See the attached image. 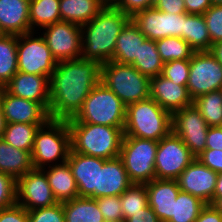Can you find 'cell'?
Listing matches in <instances>:
<instances>
[{
    "instance_id": "1",
    "label": "cell",
    "mask_w": 222,
    "mask_h": 222,
    "mask_svg": "<svg viewBox=\"0 0 222 222\" xmlns=\"http://www.w3.org/2000/svg\"><path fill=\"white\" fill-rule=\"evenodd\" d=\"M101 63L78 58L57 62L49 78V116L53 120H68L81 109L92 89L101 81Z\"/></svg>"
},
{
    "instance_id": "2",
    "label": "cell",
    "mask_w": 222,
    "mask_h": 222,
    "mask_svg": "<svg viewBox=\"0 0 222 222\" xmlns=\"http://www.w3.org/2000/svg\"><path fill=\"white\" fill-rule=\"evenodd\" d=\"M130 20L120 9L107 4L90 22L81 25V57L101 64L111 61L117 37Z\"/></svg>"
},
{
    "instance_id": "3",
    "label": "cell",
    "mask_w": 222,
    "mask_h": 222,
    "mask_svg": "<svg viewBox=\"0 0 222 222\" xmlns=\"http://www.w3.org/2000/svg\"><path fill=\"white\" fill-rule=\"evenodd\" d=\"M74 152L105 160L120 157L123 129L67 120Z\"/></svg>"
},
{
    "instance_id": "4",
    "label": "cell",
    "mask_w": 222,
    "mask_h": 222,
    "mask_svg": "<svg viewBox=\"0 0 222 222\" xmlns=\"http://www.w3.org/2000/svg\"><path fill=\"white\" fill-rule=\"evenodd\" d=\"M124 136L159 142L172 132V114L152 98L126 106Z\"/></svg>"
},
{
    "instance_id": "5",
    "label": "cell",
    "mask_w": 222,
    "mask_h": 222,
    "mask_svg": "<svg viewBox=\"0 0 222 222\" xmlns=\"http://www.w3.org/2000/svg\"><path fill=\"white\" fill-rule=\"evenodd\" d=\"M71 150V133L67 120L50 119L35 134L31 151L34 169H46L50 163L59 159L64 163ZM46 165V166H45Z\"/></svg>"
},
{
    "instance_id": "6",
    "label": "cell",
    "mask_w": 222,
    "mask_h": 222,
    "mask_svg": "<svg viewBox=\"0 0 222 222\" xmlns=\"http://www.w3.org/2000/svg\"><path fill=\"white\" fill-rule=\"evenodd\" d=\"M125 119L126 105L100 81L87 96L78 113L68 120L124 128Z\"/></svg>"
},
{
    "instance_id": "7",
    "label": "cell",
    "mask_w": 222,
    "mask_h": 222,
    "mask_svg": "<svg viewBox=\"0 0 222 222\" xmlns=\"http://www.w3.org/2000/svg\"><path fill=\"white\" fill-rule=\"evenodd\" d=\"M150 80L130 64L108 61L101 65V82L126 106L150 97Z\"/></svg>"
},
{
    "instance_id": "8",
    "label": "cell",
    "mask_w": 222,
    "mask_h": 222,
    "mask_svg": "<svg viewBox=\"0 0 222 222\" xmlns=\"http://www.w3.org/2000/svg\"><path fill=\"white\" fill-rule=\"evenodd\" d=\"M158 143L154 140L123 136L120 158L132 183L146 184L155 179Z\"/></svg>"
},
{
    "instance_id": "9",
    "label": "cell",
    "mask_w": 222,
    "mask_h": 222,
    "mask_svg": "<svg viewBox=\"0 0 222 222\" xmlns=\"http://www.w3.org/2000/svg\"><path fill=\"white\" fill-rule=\"evenodd\" d=\"M35 32L17 35L18 71L50 78L57 61L52 56L43 36L34 38Z\"/></svg>"
},
{
    "instance_id": "10",
    "label": "cell",
    "mask_w": 222,
    "mask_h": 222,
    "mask_svg": "<svg viewBox=\"0 0 222 222\" xmlns=\"http://www.w3.org/2000/svg\"><path fill=\"white\" fill-rule=\"evenodd\" d=\"M195 158L182 139L171 132L158 143L155 179L177 180Z\"/></svg>"
},
{
    "instance_id": "11",
    "label": "cell",
    "mask_w": 222,
    "mask_h": 222,
    "mask_svg": "<svg viewBox=\"0 0 222 222\" xmlns=\"http://www.w3.org/2000/svg\"><path fill=\"white\" fill-rule=\"evenodd\" d=\"M190 97L222 90V65L210 51H194L187 82Z\"/></svg>"
},
{
    "instance_id": "12",
    "label": "cell",
    "mask_w": 222,
    "mask_h": 222,
    "mask_svg": "<svg viewBox=\"0 0 222 222\" xmlns=\"http://www.w3.org/2000/svg\"><path fill=\"white\" fill-rule=\"evenodd\" d=\"M42 29H45V32L41 35L57 62L81 58V25L59 21Z\"/></svg>"
},
{
    "instance_id": "13",
    "label": "cell",
    "mask_w": 222,
    "mask_h": 222,
    "mask_svg": "<svg viewBox=\"0 0 222 222\" xmlns=\"http://www.w3.org/2000/svg\"><path fill=\"white\" fill-rule=\"evenodd\" d=\"M208 129L206 121L193 105L172 114V132L182 139L196 158L206 149Z\"/></svg>"
},
{
    "instance_id": "14",
    "label": "cell",
    "mask_w": 222,
    "mask_h": 222,
    "mask_svg": "<svg viewBox=\"0 0 222 222\" xmlns=\"http://www.w3.org/2000/svg\"><path fill=\"white\" fill-rule=\"evenodd\" d=\"M131 20L147 39L156 41L170 36L183 39L184 14L165 13L151 7L138 12Z\"/></svg>"
},
{
    "instance_id": "15",
    "label": "cell",
    "mask_w": 222,
    "mask_h": 222,
    "mask_svg": "<svg viewBox=\"0 0 222 222\" xmlns=\"http://www.w3.org/2000/svg\"><path fill=\"white\" fill-rule=\"evenodd\" d=\"M16 203L27 211L55 205L46 173L42 169H32L17 179Z\"/></svg>"
},
{
    "instance_id": "16",
    "label": "cell",
    "mask_w": 222,
    "mask_h": 222,
    "mask_svg": "<svg viewBox=\"0 0 222 222\" xmlns=\"http://www.w3.org/2000/svg\"><path fill=\"white\" fill-rule=\"evenodd\" d=\"M218 173L195 158L179 175L177 182L181 191L198 197L206 204H213Z\"/></svg>"
},
{
    "instance_id": "17",
    "label": "cell",
    "mask_w": 222,
    "mask_h": 222,
    "mask_svg": "<svg viewBox=\"0 0 222 222\" xmlns=\"http://www.w3.org/2000/svg\"><path fill=\"white\" fill-rule=\"evenodd\" d=\"M0 102L6 124H46L50 120L48 111L38 102L19 98L0 88Z\"/></svg>"
},
{
    "instance_id": "18",
    "label": "cell",
    "mask_w": 222,
    "mask_h": 222,
    "mask_svg": "<svg viewBox=\"0 0 222 222\" xmlns=\"http://www.w3.org/2000/svg\"><path fill=\"white\" fill-rule=\"evenodd\" d=\"M132 184L120 157L108 160L98 158L95 199L106 196H120Z\"/></svg>"
},
{
    "instance_id": "19",
    "label": "cell",
    "mask_w": 222,
    "mask_h": 222,
    "mask_svg": "<svg viewBox=\"0 0 222 222\" xmlns=\"http://www.w3.org/2000/svg\"><path fill=\"white\" fill-rule=\"evenodd\" d=\"M4 89L13 96L38 102L49 111L50 87L47 76L18 71Z\"/></svg>"
},
{
    "instance_id": "20",
    "label": "cell",
    "mask_w": 222,
    "mask_h": 222,
    "mask_svg": "<svg viewBox=\"0 0 222 222\" xmlns=\"http://www.w3.org/2000/svg\"><path fill=\"white\" fill-rule=\"evenodd\" d=\"M150 98L171 114L193 105L187 86L174 84L162 75L151 77Z\"/></svg>"
},
{
    "instance_id": "21",
    "label": "cell",
    "mask_w": 222,
    "mask_h": 222,
    "mask_svg": "<svg viewBox=\"0 0 222 222\" xmlns=\"http://www.w3.org/2000/svg\"><path fill=\"white\" fill-rule=\"evenodd\" d=\"M148 205L160 222H168L173 216V202L180 188L177 180L153 179L146 183Z\"/></svg>"
},
{
    "instance_id": "22",
    "label": "cell",
    "mask_w": 222,
    "mask_h": 222,
    "mask_svg": "<svg viewBox=\"0 0 222 222\" xmlns=\"http://www.w3.org/2000/svg\"><path fill=\"white\" fill-rule=\"evenodd\" d=\"M67 162L76 180L79 197L95 199L98 178V157L74 152L72 149Z\"/></svg>"
},
{
    "instance_id": "23",
    "label": "cell",
    "mask_w": 222,
    "mask_h": 222,
    "mask_svg": "<svg viewBox=\"0 0 222 222\" xmlns=\"http://www.w3.org/2000/svg\"><path fill=\"white\" fill-rule=\"evenodd\" d=\"M30 0H0V31L22 35L32 32L29 18Z\"/></svg>"
},
{
    "instance_id": "24",
    "label": "cell",
    "mask_w": 222,
    "mask_h": 222,
    "mask_svg": "<svg viewBox=\"0 0 222 222\" xmlns=\"http://www.w3.org/2000/svg\"><path fill=\"white\" fill-rule=\"evenodd\" d=\"M55 164V165H54ZM52 163L48 170L42 169L48 178L49 186L57 202L78 198V187L68 162Z\"/></svg>"
},
{
    "instance_id": "25",
    "label": "cell",
    "mask_w": 222,
    "mask_h": 222,
    "mask_svg": "<svg viewBox=\"0 0 222 222\" xmlns=\"http://www.w3.org/2000/svg\"><path fill=\"white\" fill-rule=\"evenodd\" d=\"M147 38L139 28L130 20L117 37L113 59L121 64H132L139 56L140 44Z\"/></svg>"
},
{
    "instance_id": "26",
    "label": "cell",
    "mask_w": 222,
    "mask_h": 222,
    "mask_svg": "<svg viewBox=\"0 0 222 222\" xmlns=\"http://www.w3.org/2000/svg\"><path fill=\"white\" fill-rule=\"evenodd\" d=\"M106 5L103 0H60L61 21L83 25L90 22Z\"/></svg>"
},
{
    "instance_id": "27",
    "label": "cell",
    "mask_w": 222,
    "mask_h": 222,
    "mask_svg": "<svg viewBox=\"0 0 222 222\" xmlns=\"http://www.w3.org/2000/svg\"><path fill=\"white\" fill-rule=\"evenodd\" d=\"M32 169L31 154L28 151L14 148L0 139V172L17 180Z\"/></svg>"
},
{
    "instance_id": "28",
    "label": "cell",
    "mask_w": 222,
    "mask_h": 222,
    "mask_svg": "<svg viewBox=\"0 0 222 222\" xmlns=\"http://www.w3.org/2000/svg\"><path fill=\"white\" fill-rule=\"evenodd\" d=\"M65 222H106L95 199L78 197L63 202Z\"/></svg>"
},
{
    "instance_id": "29",
    "label": "cell",
    "mask_w": 222,
    "mask_h": 222,
    "mask_svg": "<svg viewBox=\"0 0 222 222\" xmlns=\"http://www.w3.org/2000/svg\"><path fill=\"white\" fill-rule=\"evenodd\" d=\"M183 40L194 51L211 50V39L203 15L184 13Z\"/></svg>"
},
{
    "instance_id": "30",
    "label": "cell",
    "mask_w": 222,
    "mask_h": 222,
    "mask_svg": "<svg viewBox=\"0 0 222 222\" xmlns=\"http://www.w3.org/2000/svg\"><path fill=\"white\" fill-rule=\"evenodd\" d=\"M18 72L17 35L0 36V88Z\"/></svg>"
},
{
    "instance_id": "31",
    "label": "cell",
    "mask_w": 222,
    "mask_h": 222,
    "mask_svg": "<svg viewBox=\"0 0 222 222\" xmlns=\"http://www.w3.org/2000/svg\"><path fill=\"white\" fill-rule=\"evenodd\" d=\"M59 5L60 0H30L29 18L31 31L34 32L37 26L42 29L61 21Z\"/></svg>"
},
{
    "instance_id": "32",
    "label": "cell",
    "mask_w": 222,
    "mask_h": 222,
    "mask_svg": "<svg viewBox=\"0 0 222 222\" xmlns=\"http://www.w3.org/2000/svg\"><path fill=\"white\" fill-rule=\"evenodd\" d=\"M45 124L9 123L5 125L2 139L12 147L31 154L36 131Z\"/></svg>"
},
{
    "instance_id": "33",
    "label": "cell",
    "mask_w": 222,
    "mask_h": 222,
    "mask_svg": "<svg viewBox=\"0 0 222 222\" xmlns=\"http://www.w3.org/2000/svg\"><path fill=\"white\" fill-rule=\"evenodd\" d=\"M131 65L147 77L161 75L164 62L157 51L156 41L146 39L140 44L139 56Z\"/></svg>"
},
{
    "instance_id": "34",
    "label": "cell",
    "mask_w": 222,
    "mask_h": 222,
    "mask_svg": "<svg viewBox=\"0 0 222 222\" xmlns=\"http://www.w3.org/2000/svg\"><path fill=\"white\" fill-rule=\"evenodd\" d=\"M193 106L201 113L209 127L222 126V90L196 97Z\"/></svg>"
},
{
    "instance_id": "35",
    "label": "cell",
    "mask_w": 222,
    "mask_h": 222,
    "mask_svg": "<svg viewBox=\"0 0 222 222\" xmlns=\"http://www.w3.org/2000/svg\"><path fill=\"white\" fill-rule=\"evenodd\" d=\"M205 206L206 203L198 197L180 190L173 202V216L168 222H194Z\"/></svg>"
},
{
    "instance_id": "36",
    "label": "cell",
    "mask_w": 222,
    "mask_h": 222,
    "mask_svg": "<svg viewBox=\"0 0 222 222\" xmlns=\"http://www.w3.org/2000/svg\"><path fill=\"white\" fill-rule=\"evenodd\" d=\"M157 51L164 63L174 60L191 59L194 50L180 37H165L156 40Z\"/></svg>"
},
{
    "instance_id": "37",
    "label": "cell",
    "mask_w": 222,
    "mask_h": 222,
    "mask_svg": "<svg viewBox=\"0 0 222 222\" xmlns=\"http://www.w3.org/2000/svg\"><path fill=\"white\" fill-rule=\"evenodd\" d=\"M120 200L125 221L148 205L146 184L133 183L120 195Z\"/></svg>"
},
{
    "instance_id": "38",
    "label": "cell",
    "mask_w": 222,
    "mask_h": 222,
    "mask_svg": "<svg viewBox=\"0 0 222 222\" xmlns=\"http://www.w3.org/2000/svg\"><path fill=\"white\" fill-rule=\"evenodd\" d=\"M190 71V59L174 60L164 63L161 75L174 84L187 86Z\"/></svg>"
},
{
    "instance_id": "39",
    "label": "cell",
    "mask_w": 222,
    "mask_h": 222,
    "mask_svg": "<svg viewBox=\"0 0 222 222\" xmlns=\"http://www.w3.org/2000/svg\"><path fill=\"white\" fill-rule=\"evenodd\" d=\"M95 200L106 222H124L120 196H106Z\"/></svg>"
},
{
    "instance_id": "40",
    "label": "cell",
    "mask_w": 222,
    "mask_h": 222,
    "mask_svg": "<svg viewBox=\"0 0 222 222\" xmlns=\"http://www.w3.org/2000/svg\"><path fill=\"white\" fill-rule=\"evenodd\" d=\"M28 222H65L63 202L28 211Z\"/></svg>"
},
{
    "instance_id": "41",
    "label": "cell",
    "mask_w": 222,
    "mask_h": 222,
    "mask_svg": "<svg viewBox=\"0 0 222 222\" xmlns=\"http://www.w3.org/2000/svg\"><path fill=\"white\" fill-rule=\"evenodd\" d=\"M208 34L212 44L222 40V4L212 5L204 14Z\"/></svg>"
},
{
    "instance_id": "42",
    "label": "cell",
    "mask_w": 222,
    "mask_h": 222,
    "mask_svg": "<svg viewBox=\"0 0 222 222\" xmlns=\"http://www.w3.org/2000/svg\"><path fill=\"white\" fill-rule=\"evenodd\" d=\"M17 180L0 172V209L16 204Z\"/></svg>"
},
{
    "instance_id": "43",
    "label": "cell",
    "mask_w": 222,
    "mask_h": 222,
    "mask_svg": "<svg viewBox=\"0 0 222 222\" xmlns=\"http://www.w3.org/2000/svg\"><path fill=\"white\" fill-rule=\"evenodd\" d=\"M113 6L132 18L135 14L154 5V0H115Z\"/></svg>"
},
{
    "instance_id": "44",
    "label": "cell",
    "mask_w": 222,
    "mask_h": 222,
    "mask_svg": "<svg viewBox=\"0 0 222 222\" xmlns=\"http://www.w3.org/2000/svg\"><path fill=\"white\" fill-rule=\"evenodd\" d=\"M0 222H28V211L19 204L0 209Z\"/></svg>"
},
{
    "instance_id": "45",
    "label": "cell",
    "mask_w": 222,
    "mask_h": 222,
    "mask_svg": "<svg viewBox=\"0 0 222 222\" xmlns=\"http://www.w3.org/2000/svg\"><path fill=\"white\" fill-rule=\"evenodd\" d=\"M199 161L215 171L216 173L222 172V151L205 149L198 157Z\"/></svg>"
},
{
    "instance_id": "46",
    "label": "cell",
    "mask_w": 222,
    "mask_h": 222,
    "mask_svg": "<svg viewBox=\"0 0 222 222\" xmlns=\"http://www.w3.org/2000/svg\"><path fill=\"white\" fill-rule=\"evenodd\" d=\"M153 7L170 14L186 13L184 0H154Z\"/></svg>"
},
{
    "instance_id": "47",
    "label": "cell",
    "mask_w": 222,
    "mask_h": 222,
    "mask_svg": "<svg viewBox=\"0 0 222 222\" xmlns=\"http://www.w3.org/2000/svg\"><path fill=\"white\" fill-rule=\"evenodd\" d=\"M206 142V149L222 151V126L209 127Z\"/></svg>"
},
{
    "instance_id": "48",
    "label": "cell",
    "mask_w": 222,
    "mask_h": 222,
    "mask_svg": "<svg viewBox=\"0 0 222 222\" xmlns=\"http://www.w3.org/2000/svg\"><path fill=\"white\" fill-rule=\"evenodd\" d=\"M184 3L186 13L201 15L213 5L211 0H184Z\"/></svg>"
},
{
    "instance_id": "49",
    "label": "cell",
    "mask_w": 222,
    "mask_h": 222,
    "mask_svg": "<svg viewBox=\"0 0 222 222\" xmlns=\"http://www.w3.org/2000/svg\"><path fill=\"white\" fill-rule=\"evenodd\" d=\"M194 222H222V214L213 205L206 204Z\"/></svg>"
},
{
    "instance_id": "50",
    "label": "cell",
    "mask_w": 222,
    "mask_h": 222,
    "mask_svg": "<svg viewBox=\"0 0 222 222\" xmlns=\"http://www.w3.org/2000/svg\"><path fill=\"white\" fill-rule=\"evenodd\" d=\"M124 222H160L153 209L147 205Z\"/></svg>"
},
{
    "instance_id": "51",
    "label": "cell",
    "mask_w": 222,
    "mask_h": 222,
    "mask_svg": "<svg viewBox=\"0 0 222 222\" xmlns=\"http://www.w3.org/2000/svg\"><path fill=\"white\" fill-rule=\"evenodd\" d=\"M210 52L215 56L216 60L222 65V40L212 44Z\"/></svg>"
},
{
    "instance_id": "52",
    "label": "cell",
    "mask_w": 222,
    "mask_h": 222,
    "mask_svg": "<svg viewBox=\"0 0 222 222\" xmlns=\"http://www.w3.org/2000/svg\"><path fill=\"white\" fill-rule=\"evenodd\" d=\"M222 197V172L218 173L216 180V188L213 195V203L219 198Z\"/></svg>"
},
{
    "instance_id": "53",
    "label": "cell",
    "mask_w": 222,
    "mask_h": 222,
    "mask_svg": "<svg viewBox=\"0 0 222 222\" xmlns=\"http://www.w3.org/2000/svg\"><path fill=\"white\" fill-rule=\"evenodd\" d=\"M5 125H6V122H5V119H4L2 105H1V102H0V139L3 136V132L5 130Z\"/></svg>"
},
{
    "instance_id": "54",
    "label": "cell",
    "mask_w": 222,
    "mask_h": 222,
    "mask_svg": "<svg viewBox=\"0 0 222 222\" xmlns=\"http://www.w3.org/2000/svg\"><path fill=\"white\" fill-rule=\"evenodd\" d=\"M212 205L222 214V197H219Z\"/></svg>"
},
{
    "instance_id": "55",
    "label": "cell",
    "mask_w": 222,
    "mask_h": 222,
    "mask_svg": "<svg viewBox=\"0 0 222 222\" xmlns=\"http://www.w3.org/2000/svg\"><path fill=\"white\" fill-rule=\"evenodd\" d=\"M211 3L213 5H221L222 4V0H211Z\"/></svg>"
},
{
    "instance_id": "56",
    "label": "cell",
    "mask_w": 222,
    "mask_h": 222,
    "mask_svg": "<svg viewBox=\"0 0 222 222\" xmlns=\"http://www.w3.org/2000/svg\"><path fill=\"white\" fill-rule=\"evenodd\" d=\"M106 4H112L115 0H103Z\"/></svg>"
}]
</instances>
